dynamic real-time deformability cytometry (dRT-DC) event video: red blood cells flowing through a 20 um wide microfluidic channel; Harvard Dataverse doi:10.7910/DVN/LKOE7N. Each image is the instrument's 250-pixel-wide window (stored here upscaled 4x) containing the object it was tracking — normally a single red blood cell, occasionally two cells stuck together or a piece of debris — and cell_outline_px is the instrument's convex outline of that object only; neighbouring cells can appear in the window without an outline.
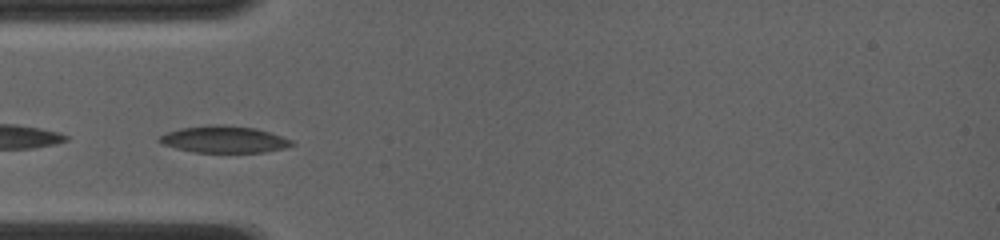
{"species": "common noctule bat (a hibernating species)", "species_latin": "Nyctalus noctula", "temperature_condition": "room temperature", "stored_images_in_passage": 5, "camera_frame_rate_fps": 4000, "um_per_image_px": 0.085, "animal": {"sex": "female", "body_mass_g": 19.0, "forearm_length_mm": 56.7}, "frame": {"image": 1, "passage_image": 1, "time_ms": 0.0, "image_size_px": [1000, 240], "cell_outline_px": [[296, 144], [284, 148], [264, 152], [196, 152], [176, 148], [164, 144], [156, 140], [160, 136], [168, 132], [180, 128], [208, 124], [224, 124], [256, 128], [292, 140]], "centroid_in_image_um": [19.04, 11.83], "position_along_channel_um": 66.0, "area_um2": 20.63}}
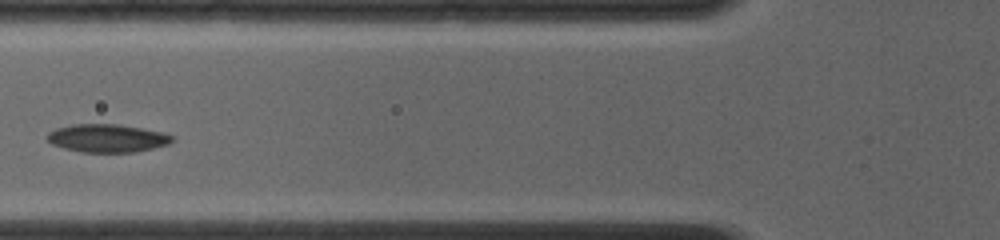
{"frame": {"image": 2, "passage_image": 3, "time_ms": 0.5, "image_size_px": [1000, 240], "cell_outline_px": [[172, 140], [168, 144], [152, 148], [132, 152], [84, 152], [64, 148], [52, 144], [48, 140], [48, 132], [56, 128], [72, 124], [116, 124], [164, 132], [172, 136]], "centroid_in_image_um": [9.09, 11.74], "position_along_channel_um": 116.7, "area_um2": 20.17}}
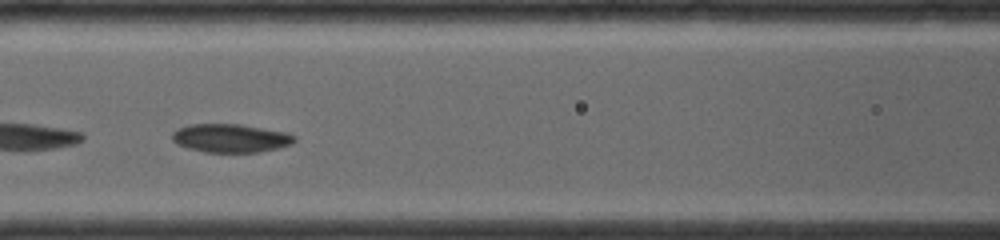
{"frame": {"image": 3, "passage_image": 4, "time_ms": 0.75, "image_size_px": [1000, 240], "cell_outline_px": [[296, 140], [292, 144], [280, 148], [260, 152], [204, 152], [188, 148], [176, 144], [172, 140], [172, 132], [176, 128], [192, 124], [240, 124], [288, 132], [296, 136]], "centroid_in_image_um": [19.62, 11.74], "position_along_channel_um": 147.0, "area_um2": 20.58}}